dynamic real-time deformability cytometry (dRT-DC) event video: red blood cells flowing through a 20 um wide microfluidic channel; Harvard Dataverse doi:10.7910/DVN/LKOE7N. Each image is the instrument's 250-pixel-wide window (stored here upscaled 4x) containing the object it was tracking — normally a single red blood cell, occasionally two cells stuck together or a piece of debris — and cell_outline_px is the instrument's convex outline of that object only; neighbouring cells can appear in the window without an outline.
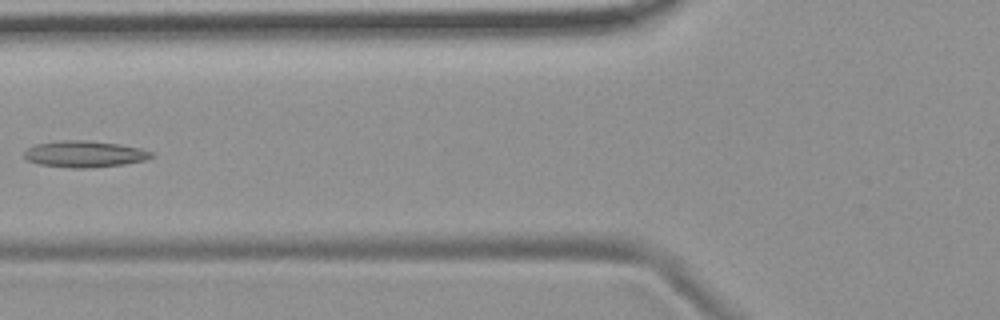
{"species": "common noctule bat (a hibernating species)", "species_latin": "Nyctalus noctula", "temperature_condition": "room temperature", "stored_images_in_passage": 7, "camera_frame_rate_fps": 3000, "um_per_image_px": 0.085, "animal": {"sex": "female", "body_mass_g": 19.9}, "frame": {"image": 1, "passage_image": 6, "time_ms": 6.667, "image_size_px": [1000, 320], "cell_outline_px": [[156, 156], [144, 160], [124, 164], [88, 168], [72, 168], [40, 164], [28, 160], [24, 156], [24, 152], [28, 148], [36, 144], [60, 140], [88, 140], [120, 144], [140, 148], [152, 152]], "centroid_in_image_um": [7.21, 13.08], "position_along_channel_um": 118.6, "area_um2": 19.59}}
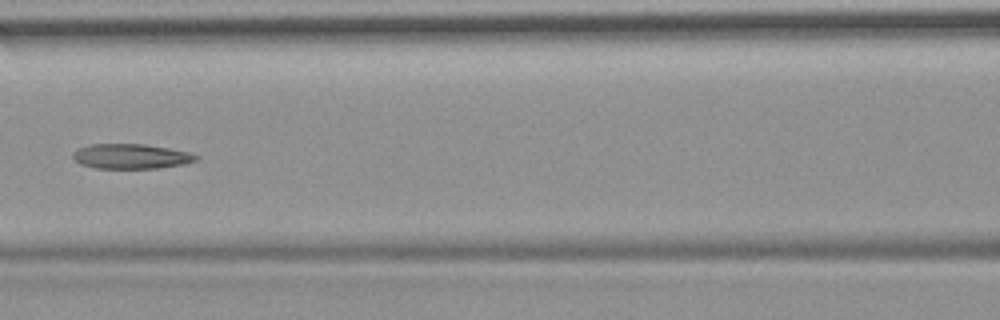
{"frame": {"image": 2, "passage_image": 7, "time_ms": 7.667, "image_size_px": [1000, 320], "cell_outline_px": [[200, 156], [196, 160], [184, 164], [160, 168], [96, 168], [80, 164], [72, 156], [72, 152], [88, 144], [144, 144], [168, 148], [188, 152]], "centroid_in_image_um": [11.13, 13.29], "position_along_channel_um": 155.5, "area_um2": 17.8}}